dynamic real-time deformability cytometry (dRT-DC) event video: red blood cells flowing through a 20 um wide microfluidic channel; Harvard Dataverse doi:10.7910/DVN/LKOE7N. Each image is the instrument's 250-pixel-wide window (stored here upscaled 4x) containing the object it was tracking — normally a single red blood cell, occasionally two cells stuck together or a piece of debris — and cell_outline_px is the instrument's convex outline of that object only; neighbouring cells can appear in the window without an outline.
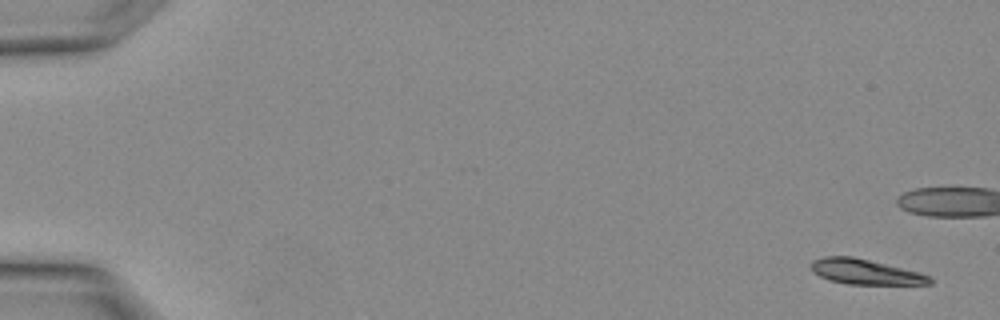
{"species": "Egyptian fruit bat (a non-hibernating species)", "species_latin": "Rousettus aegyptiacus", "temperature_condition": "warm", "stored_images_in_passage": 4, "camera_frame_rate_fps": 3000, "um_per_image_px": 0.085, "animal": {"sex": "female"}, "frame": {"image": 1, "passage_image": 1, "time_ms": 0.0, "image_size_px": [1000, 320], "cell_outline_px": [[932, 284], [848, 284], [828, 280], [812, 272], [808, 264], [812, 260], [824, 256], [852, 256], [916, 272], [928, 276], [932, 280]], "centroid_in_image_um": [73.43, 23.1], "position_along_channel_um": 11.6, "area_um2": 17.17}}